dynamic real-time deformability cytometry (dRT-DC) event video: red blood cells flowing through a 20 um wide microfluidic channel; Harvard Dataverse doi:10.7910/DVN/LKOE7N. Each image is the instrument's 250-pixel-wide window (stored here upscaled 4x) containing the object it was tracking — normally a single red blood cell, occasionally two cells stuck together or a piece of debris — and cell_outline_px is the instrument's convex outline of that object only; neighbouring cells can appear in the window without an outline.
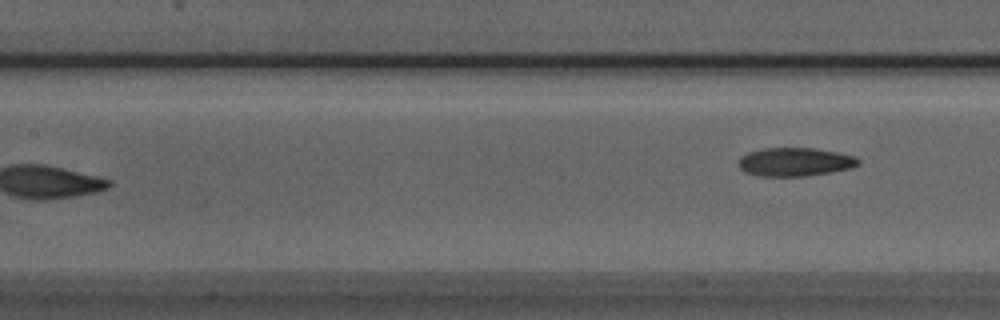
{"species": "Egyptian fruit bat (a non-hibernating species)", "species_latin": "Rousettus aegyptiacus", "temperature_condition": "room temperature", "stored_images_in_passage": 8, "camera_frame_rate_fps": 3000, "um_per_image_px": 0.085, "animal": {"sex": "male"}, "frame": {"image": 1, "passage_image": 8, "time_ms": 2.333, "image_size_px": [1000, 320], "cell_outline_px": [[860, 164], [852, 168], [832, 172], [804, 176], [760, 176], [744, 172], [736, 164], [740, 156], [748, 152], [764, 148], [812, 148], [836, 152], [856, 156], [860, 160]], "centroid_in_image_um": [67.56, 13.76], "position_along_channel_um": 139.8, "area_um2": 20.11}}